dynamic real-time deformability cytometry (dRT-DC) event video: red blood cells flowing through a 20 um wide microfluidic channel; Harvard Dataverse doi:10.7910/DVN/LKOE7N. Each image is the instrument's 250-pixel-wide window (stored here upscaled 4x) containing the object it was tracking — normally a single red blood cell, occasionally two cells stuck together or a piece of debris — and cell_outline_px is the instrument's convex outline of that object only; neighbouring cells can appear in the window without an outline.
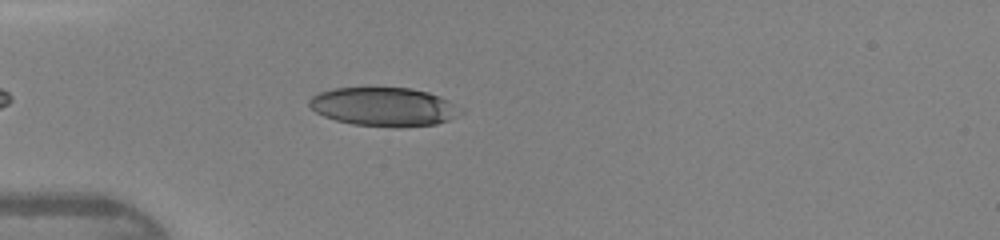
{"species": "human", "species_latin": "Homo sapiens", "temperature_condition": "warm", "stored_images_in_passage": 35, "camera_frame_rate_fps": 3000, "um_per_image_px": 0.085, "donor": {"sex": "female"}, "frame": {"image": 1, "passage_image": 5, "time_ms": 1.333, "image_size_px": [1000, 240], "cell_outline_px": [[464, 112], [448, 120], [436, 124], [400, 128], [396, 128], [352, 124], [336, 120], [324, 116], [316, 112], [308, 104], [308, 100], [312, 96], [320, 92], [336, 88], [412, 88], [428, 92], [440, 96], [464, 108]], "centroid_in_image_um": [32.67, 9.09], "position_along_channel_um": 52.3, "area_um2": 34.45}}
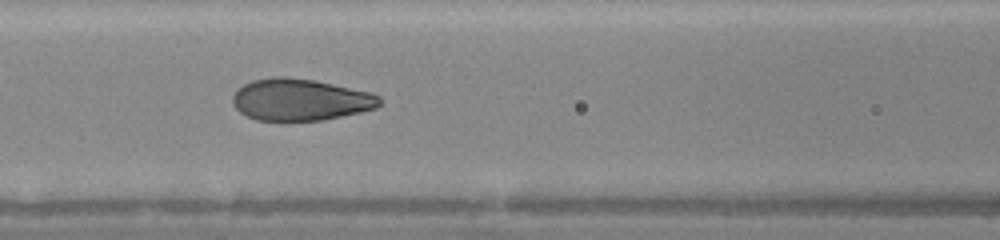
{"frame": {"image": 2, "passage_image": 12, "time_ms": 3.667, "image_size_px": [1000, 240], "cell_outline_px": [[380, 104], [376, 108], [360, 112], [320, 120], [256, 120], [240, 112], [232, 104], [232, 96], [236, 88], [252, 80], [276, 76], [284, 76], [316, 80], [372, 92], [380, 96]], "centroid_in_image_um": [25.51, 8.45], "position_along_channel_um": 141.1, "area_um2": 35.89}}
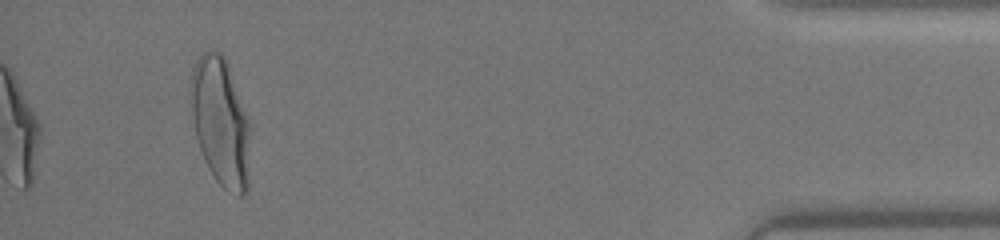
{"frame": {"image": 3, "passage_image": 35, "time_ms": 11.333, "image_size_px": [1000, 240], "cell_outline_px": [[248, 188], [244, 196], [240, 196], [228, 192], [216, 180], [208, 168], [200, 148], [196, 136], [192, 112], [192, 68], [196, 60], [204, 52], [212, 48], [216, 48], [224, 56], [228, 64], [248, 116]], "centroid_in_image_um": [18.76, 10.34], "position_along_channel_um": 416.4, "area_um2": 43.93}, "authors_computed_cell_mechanics": {"area_um2": 36.2406, "velocity_mm_per_s": 4.3515, "shape_relaxation_time_tau1_ms": 3.2161, "shape_relaxation_time_tau2_ms": null, "deformation_change_tau1": 0.1997, "deformation_change_tau2": null}}